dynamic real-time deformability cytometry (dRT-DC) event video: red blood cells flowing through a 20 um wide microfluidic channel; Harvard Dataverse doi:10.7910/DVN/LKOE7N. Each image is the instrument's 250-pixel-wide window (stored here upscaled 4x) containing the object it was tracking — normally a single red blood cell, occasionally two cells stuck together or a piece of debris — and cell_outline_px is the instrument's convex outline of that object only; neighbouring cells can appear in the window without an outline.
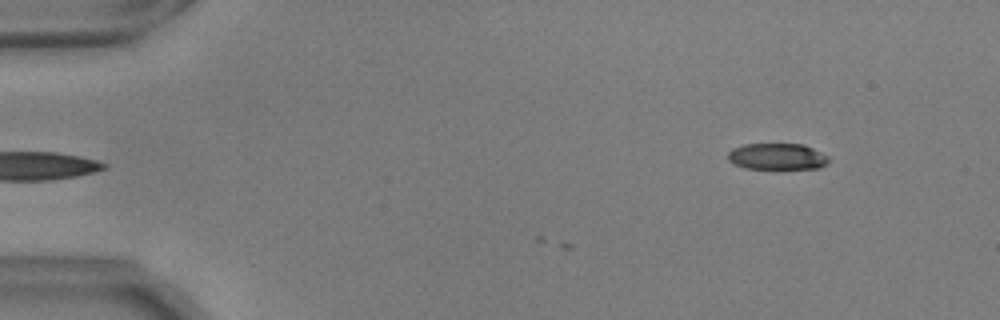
{"species": "common noctule bat (a hibernating species)", "species_latin": "Nyctalus noctula", "temperature_condition": "warm", "stored_images_in_passage": 2, "camera_frame_rate_fps": 3000, "um_per_image_px": 0.085, "animal": {"sex": "male", "body_mass_g": 17.9, "forearm_length_mm": 54.2}, "frame": {"image": 1, "passage_image": 2, "time_ms": 0.333, "image_size_px": [1000, 320], "cell_outline_px": [[828, 164], [820, 168], [744, 168], [732, 164], [728, 160], [728, 152], [732, 148], [744, 144], [804, 144], [828, 156]], "centroid_in_image_um": [66.03, 13.3], "position_along_channel_um": 19.0, "area_um2": 15.49}}